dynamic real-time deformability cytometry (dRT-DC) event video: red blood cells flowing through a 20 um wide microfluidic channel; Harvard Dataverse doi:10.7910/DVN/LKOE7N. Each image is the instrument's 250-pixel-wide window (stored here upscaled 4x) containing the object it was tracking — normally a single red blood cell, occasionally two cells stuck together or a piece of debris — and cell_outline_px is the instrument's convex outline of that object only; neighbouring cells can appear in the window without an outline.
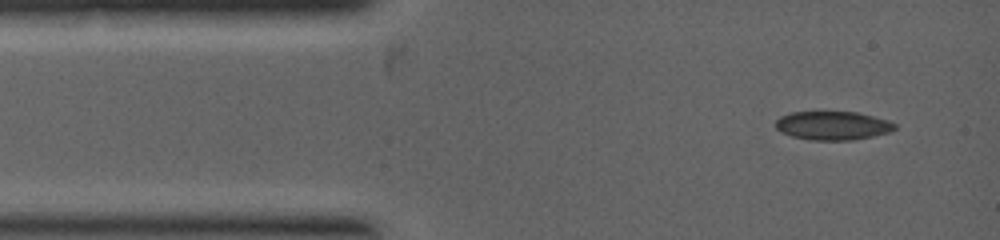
{"species": "common noctule bat (a hibernating species)", "species_latin": "Nyctalus noctula", "temperature_condition": "warm", "stored_images_in_passage": 3, "camera_frame_rate_fps": 5000, "um_per_image_px": 0.085, "animal": {"sex": "female", "body_mass_g": 19.0, "forearm_length_mm": 53.3}, "frame": {"image": 1, "passage_image": 1, "time_ms": 0.0, "image_size_px": [1000, 240], "cell_outline_px": [[896, 128], [888, 132], [872, 136], [852, 140], [808, 140], [792, 136], [780, 132], [776, 128], [776, 120], [780, 116], [792, 112], [856, 112], [888, 120], [896, 124]], "centroid_in_image_um": [70.75, 10.68], "position_along_channel_um": 14.2, "area_um2": 19.83}}
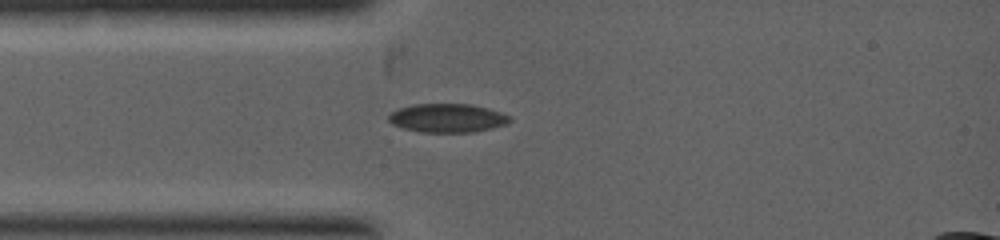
{"frame": {"image": 2, "passage_image": 3, "time_ms": 1.2, "image_size_px": [1000, 240], "cell_outline_px": [[512, 120], [508, 124], [492, 128], [472, 132], [420, 132], [404, 128], [392, 124], [388, 120], [388, 116], [392, 112], [400, 108], [412, 104], [472, 104], [488, 108], [512, 116]], "centroid_in_image_um": [38.07, 10.03], "position_along_channel_um": 46.9, "area_um2": 20.35}}